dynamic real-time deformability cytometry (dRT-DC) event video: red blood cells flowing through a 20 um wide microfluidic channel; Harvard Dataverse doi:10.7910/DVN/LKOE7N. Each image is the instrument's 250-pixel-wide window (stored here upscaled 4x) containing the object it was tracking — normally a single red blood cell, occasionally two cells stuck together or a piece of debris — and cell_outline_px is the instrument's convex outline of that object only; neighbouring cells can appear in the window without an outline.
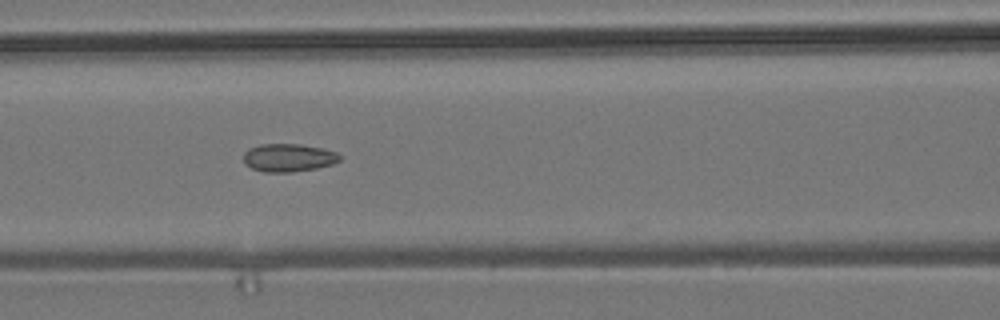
{"species": "common noctule bat (a hibernating species)", "species_latin": "Nyctalus noctula", "temperature_condition": "room temperature", "stored_images_in_passage": 6, "camera_frame_rate_fps": 3000, "um_per_image_px": 0.085, "animal": {"sex": "male", "body_mass_g": 19.2, "forearm_length_mm": 51.8}, "frame": {"image": 1, "passage_image": 6, "time_ms": 5.667, "image_size_px": [1000, 320], "cell_outline_px": [[340, 160], [332, 164], [316, 168], [292, 172], [264, 172], [252, 168], [244, 164], [244, 152], [248, 148], [260, 144], [300, 144], [324, 148], [336, 152], [340, 156]], "centroid_in_image_um": [24.5, 13.4], "position_along_channel_um": 142.1, "area_um2": 15.78}}